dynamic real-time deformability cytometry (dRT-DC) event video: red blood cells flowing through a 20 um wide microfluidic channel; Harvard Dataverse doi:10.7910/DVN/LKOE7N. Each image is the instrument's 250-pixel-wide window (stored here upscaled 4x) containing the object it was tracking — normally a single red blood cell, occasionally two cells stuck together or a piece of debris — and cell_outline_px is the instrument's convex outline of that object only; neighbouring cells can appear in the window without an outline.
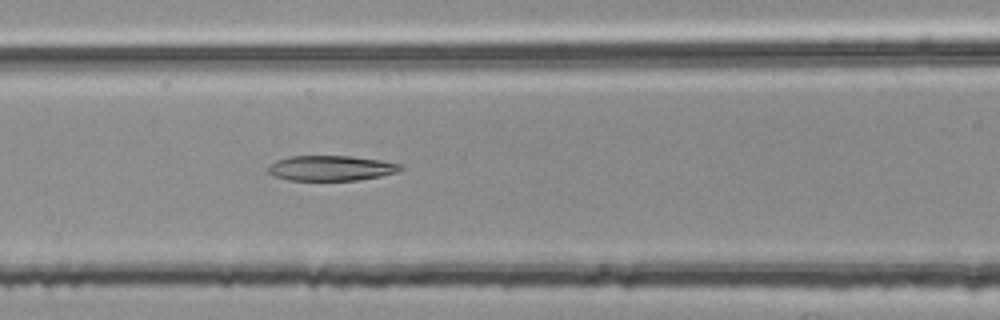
{"species": "common noctule bat (a hibernating species)", "species_latin": "Nyctalus noctula", "temperature_condition": "room temperature", "stored_images_in_passage": 42, "camera_frame_rate_fps": 3000, "um_per_image_px": 0.085, "animal": {"sex": "female", "body_mass_g": 25.1}, "frame": {"image": 1, "passage_image": 11, "time_ms": 3.333, "image_size_px": [1000, 320], "cell_outline_px": [[404, 168], [396, 172], [380, 176], [360, 180], [288, 180], [276, 176], [268, 172], [268, 164], [276, 160], [288, 156], [352, 156], [380, 160], [404, 164]], "centroid_in_image_um": [28.15, 14.28], "position_along_channel_um": 138.4, "area_um2": 19.54}}
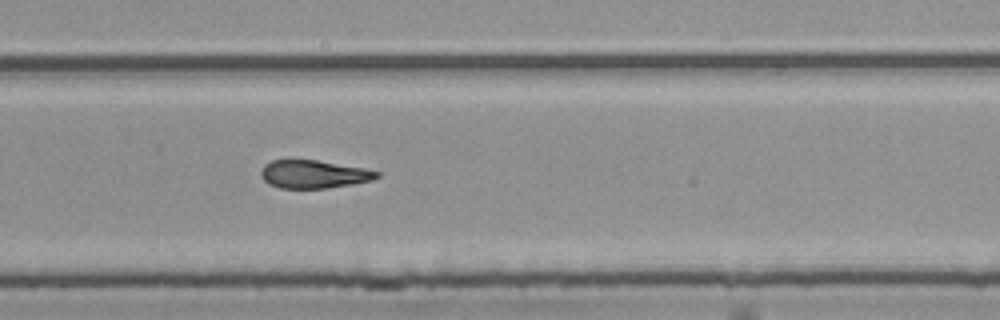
{"frame": {"image": 2, "passage_image": 24, "time_ms": 7.667, "image_size_px": [1000, 320], "cell_outline_px": [[380, 176], [372, 180], [352, 184], [324, 188], [280, 188], [268, 184], [260, 176], [260, 172], [264, 164], [272, 160], [316, 160], [364, 168], [380, 172]], "centroid_in_image_um": [26.64, 14.81], "position_along_channel_um": 303.2, "area_um2": 18.9}}
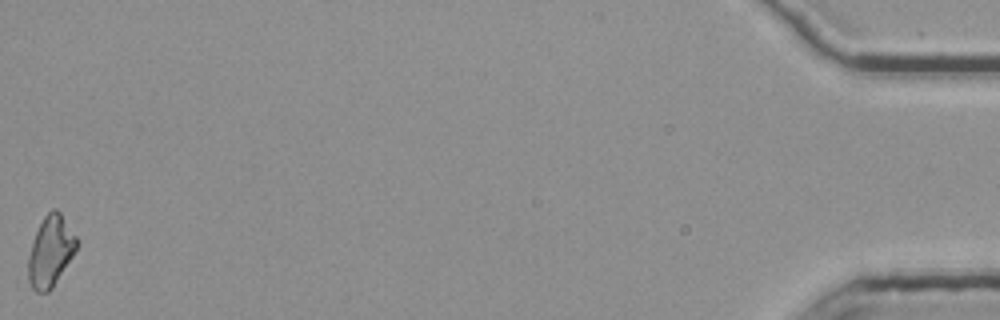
{"frame": {"image": 3, "passage_image": 42, "time_ms": 13.667, "image_size_px": [1000, 320], "cell_outline_px": [[80, 244], [52, 288], [48, 292], [36, 292], [32, 288], [28, 280], [28, 256], [36, 232], [44, 216], [52, 208], [56, 208], [60, 212], [76, 236]], "centroid_in_image_um": [4.3, 21.36], "position_along_channel_um": 430.9, "area_um2": 19.88}, "authors_computed_cell_mechanics": {"area_um2": 19.8832, "velocity_mm_per_s": 3.8158, "shape_relaxation_time_tau1_ms": null, "shape_relaxation_time_tau2_ms": 7.7067, "deformation_change_tau1": null, "deformation_change_tau2": 0.1907}}